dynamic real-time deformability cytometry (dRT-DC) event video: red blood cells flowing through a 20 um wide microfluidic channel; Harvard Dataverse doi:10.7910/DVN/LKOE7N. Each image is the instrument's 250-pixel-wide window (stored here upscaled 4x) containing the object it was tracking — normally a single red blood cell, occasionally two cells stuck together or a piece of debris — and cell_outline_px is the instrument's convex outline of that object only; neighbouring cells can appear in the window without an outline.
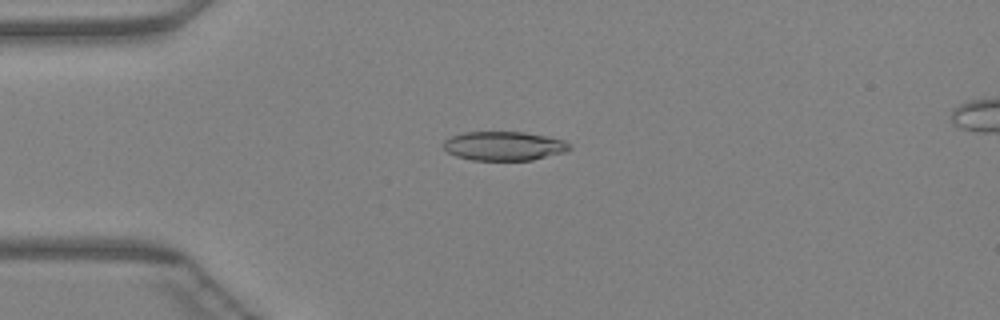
{"species": "Egyptian fruit bat (a non-hibernating species)", "species_latin": "Rousettus aegyptiacus", "temperature_condition": "warm", "stored_images_in_passage": 42, "camera_frame_rate_fps": 3000, "um_per_image_px": 0.085, "animal": {"sex": "female"}, "frame": {"image": 1, "passage_image": 8, "time_ms": 2.333, "image_size_px": [1000, 320], "cell_outline_px": [[572, 148], [564, 152], [532, 160], [472, 160], [456, 156], [448, 152], [444, 148], [444, 140], [452, 136], [464, 132], [524, 132], [548, 136], [564, 140]], "centroid_in_image_um": [42.84, 12.4], "position_along_channel_um": 42.2, "area_um2": 21.27}}
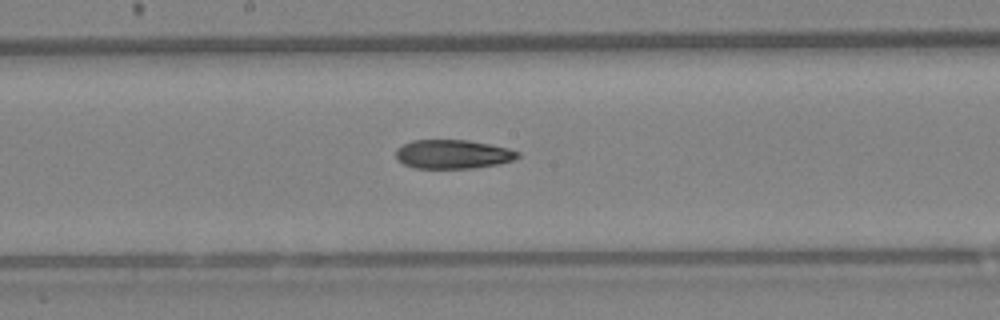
{"frame": {"image": 2, "passage_image": 21, "time_ms": 6.667, "image_size_px": [1000, 320], "cell_outline_px": [[520, 156], [512, 160], [500, 164], [472, 168], [412, 168], [396, 160], [396, 148], [412, 140], [468, 140], [508, 148], [520, 152]], "centroid_in_image_um": [38.47, 13.11], "position_along_channel_um": 209.7, "area_um2": 20.63}}
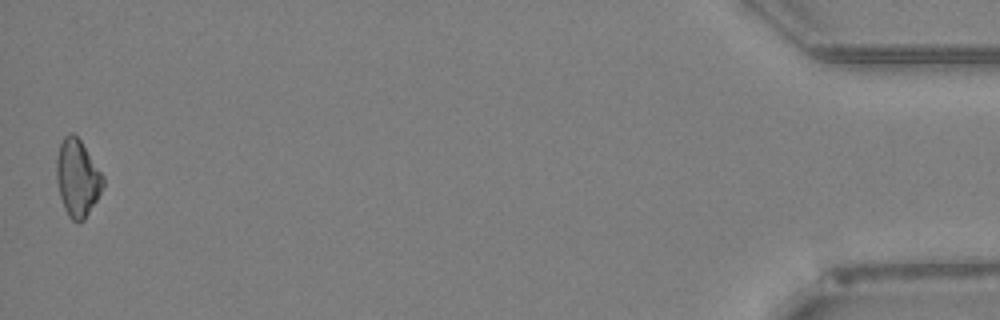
{"frame": {"image": 3, "passage_image": 42, "time_ms": 13.667, "image_size_px": [1000, 320], "cell_outline_px": [[104, 184], [96, 200], [84, 220], [80, 224], [72, 220], [68, 216], [64, 208], [60, 196], [56, 180], [56, 160], [60, 144], [64, 136], [68, 132], [72, 132], [80, 140], [104, 176]], "centroid_in_image_um": [6.56, 15.14], "position_along_channel_um": 428.6, "area_um2": 20.87}}